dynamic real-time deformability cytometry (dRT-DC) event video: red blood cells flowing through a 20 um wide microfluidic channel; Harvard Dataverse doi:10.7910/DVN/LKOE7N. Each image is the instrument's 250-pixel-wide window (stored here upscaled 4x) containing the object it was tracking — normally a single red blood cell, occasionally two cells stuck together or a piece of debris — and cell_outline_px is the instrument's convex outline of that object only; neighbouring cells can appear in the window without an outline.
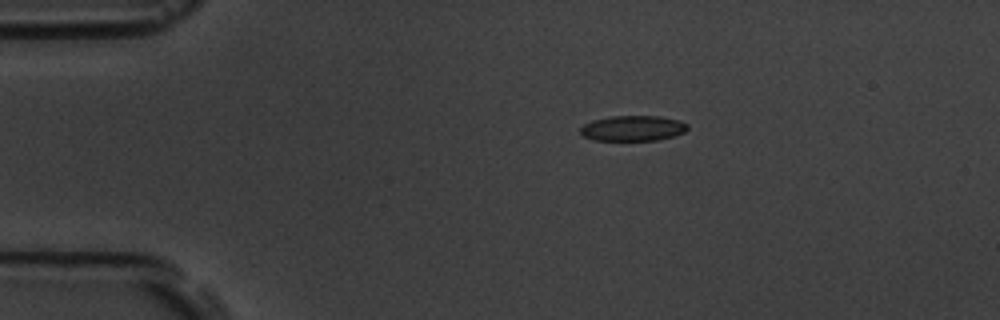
{"species": "common noctule bat (a hibernating species)", "species_latin": "Nyctalus noctula", "temperature_condition": "room temperature", "stored_images_in_passage": 7, "camera_frame_rate_fps": 3000, "um_per_image_px": 0.085, "animal": {"sex": "male", "body_mass_g": 19.5, "forearm_length_mm": 54.6}, "frame": {"image": 1, "passage_image": 1, "time_ms": 0.0, "image_size_px": [1000, 320], "cell_outline_px": [[688, 128], [684, 132], [672, 136], [656, 140], [592, 140], [584, 136], [580, 132], [580, 128], [584, 124], [592, 120], [612, 116], [660, 116], [680, 120], [688, 124]], "centroid_in_image_um": [53.79, 10.89], "position_along_channel_um": 31.2, "area_um2": 15.84}}
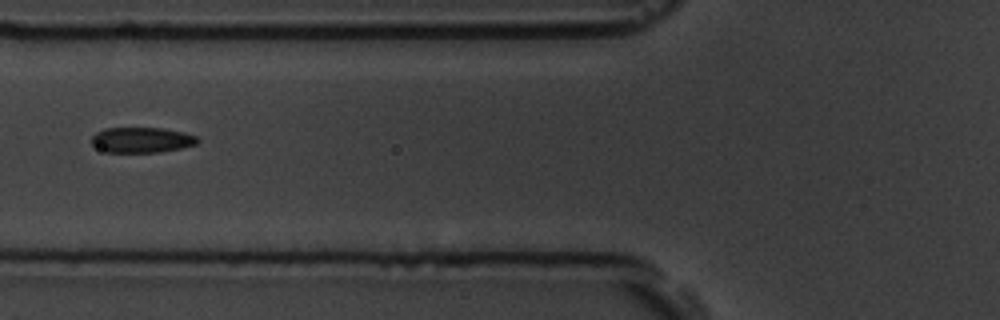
{"frame": {"image": 2, "passage_image": 4, "time_ms": 3.667, "image_size_px": [1000, 320], "cell_outline_px": [[200, 140], [196, 144], [180, 148], [160, 152], [108, 152], [92, 144], [92, 136], [96, 132], [104, 128], [164, 128], [184, 132], [196, 136]], "centroid_in_image_um": [12.07, 11.88], "position_along_channel_um": 113.7, "area_um2": 15.61}}
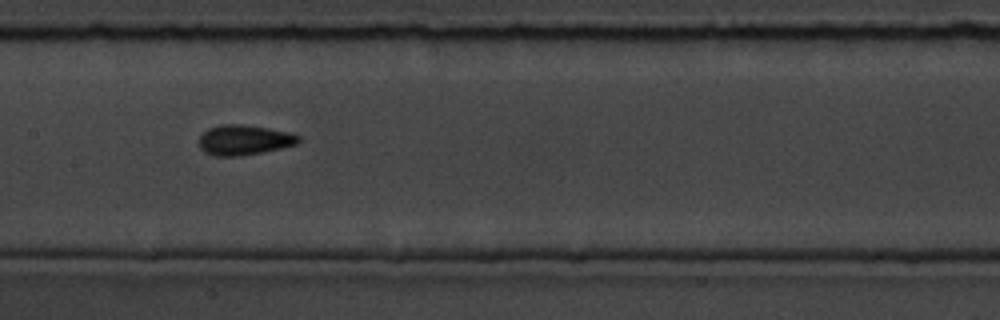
{"frame": {"image": 3, "passage_image": 6, "time_ms": 5.667, "image_size_px": [1000, 320], "cell_outline_px": [[300, 140], [296, 144], [280, 148], [240, 156], [212, 156], [204, 152], [200, 148], [200, 136], [208, 128], [220, 124], [240, 124], [268, 128], [292, 132], [300, 136]], "centroid_in_image_um": [20.74, 11.89], "position_along_channel_um": 186.7, "area_um2": 17.46}}